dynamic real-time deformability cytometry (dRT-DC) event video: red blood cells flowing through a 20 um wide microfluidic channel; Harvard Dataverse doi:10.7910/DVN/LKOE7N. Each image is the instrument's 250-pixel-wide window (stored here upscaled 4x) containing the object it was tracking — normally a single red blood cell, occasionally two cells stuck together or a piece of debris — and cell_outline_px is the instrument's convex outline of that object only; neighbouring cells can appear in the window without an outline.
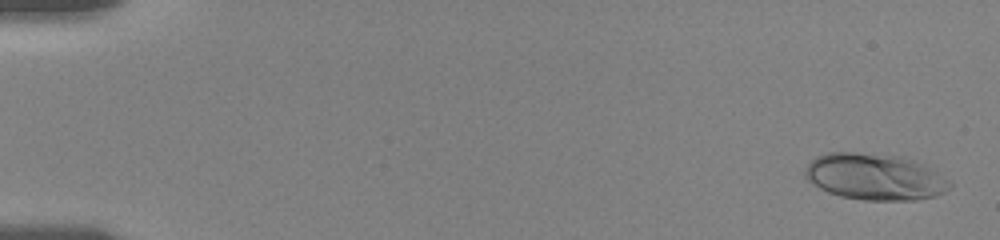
{"species": "human", "species_latin": "Homo sapiens", "temperature_condition": "room temperature", "stored_images_in_passage": 56, "camera_frame_rate_fps": 3000, "um_per_image_px": 0.085, "donor": {"sex": "female"}, "frame": {"image": 1, "passage_image": 2, "time_ms": 0.333, "image_size_px": [1000, 240], "cell_outline_px": [[952, 188], [936, 196], [916, 200], [864, 200], [840, 196], [828, 192], [820, 188], [808, 180], [804, 176], [804, 168], [816, 156], [828, 152], [856, 152], [904, 156], [924, 164], [948, 180], [952, 184]], "centroid_in_image_um": [74.36, 15.02], "position_along_channel_um": 10.6, "area_um2": 39.42}}
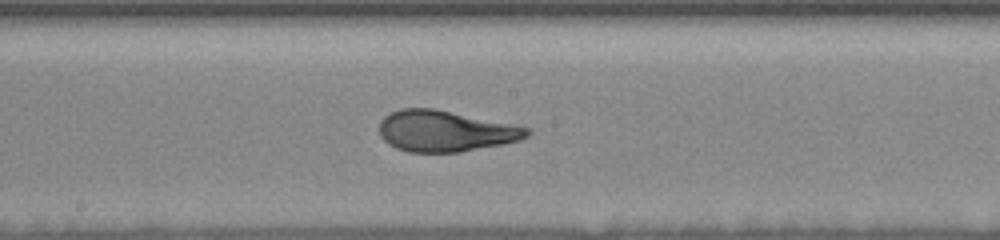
{"frame": {"image": 2, "passage_image": 31, "time_ms": 10.0, "image_size_px": [1000, 240], "cell_outline_px": [[532, 132], [528, 136], [520, 140], [460, 152], [408, 152], [396, 148], [388, 144], [380, 136], [380, 120], [384, 116], [400, 108], [432, 108], [532, 128]], "centroid_in_image_um": [37.84, 11.14], "position_along_channel_um": 210.4, "area_um2": 35.2}}
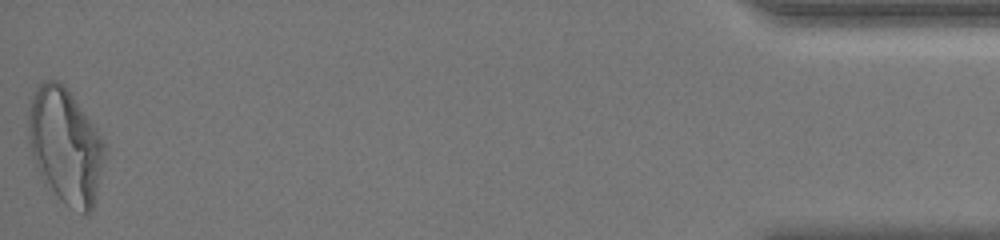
{"frame": {"image": 3, "passage_image": 56, "time_ms": 18.333, "image_size_px": [1000, 240], "cell_outline_px": [[104, 160], [92, 208], [88, 212], [84, 212], [60, 200], [40, 176], [32, 156], [28, 140], [28, 116], [32, 96], [40, 84], [44, 80], [56, 80], [64, 84], [68, 88], [96, 128], [104, 140]], "centroid_in_image_um": [5.53, 12.33], "position_along_channel_um": 429.7, "area_um2": 50.52}, "authors_computed_cell_mechanics": {"area_um2": 35.7493, "velocity_mm_per_s": 3.6254, "shape_relaxation_time_tau1_ms": 5.3907, "shape_relaxation_time_tau2_ms": null, "deformation_change_tau1": 0.1998, "deformation_change_tau2": null}}